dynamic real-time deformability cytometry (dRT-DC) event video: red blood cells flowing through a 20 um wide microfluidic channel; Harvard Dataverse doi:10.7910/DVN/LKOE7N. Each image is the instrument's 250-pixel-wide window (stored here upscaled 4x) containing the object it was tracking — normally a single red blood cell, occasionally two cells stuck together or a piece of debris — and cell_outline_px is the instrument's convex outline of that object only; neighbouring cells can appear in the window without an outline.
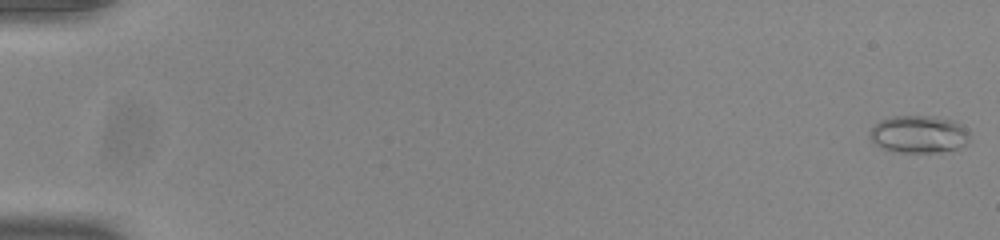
{"species": "common noctule bat (a hibernating species)", "species_latin": "Nyctalus noctula", "temperature_condition": "room temperature", "stored_images_in_passage": 54, "camera_frame_rate_fps": 3000, "um_per_image_px": 0.085, "animal": {"sex": "male", "body_mass_g": 20.0, "forearm_length_mm": 53.3}, "frame": {"image": 1, "passage_image": 1, "time_ms": 0.0, "image_size_px": [1000, 240], "cell_outline_px": [[968, 140], [960, 148], [940, 152], [892, 152], [876, 144], [868, 136], [868, 132], [880, 120], [892, 116], [936, 116], [956, 120], [968, 132]], "centroid_in_image_um": [78.09, 11.4], "position_along_channel_um": 6.9, "area_um2": 21.91}}
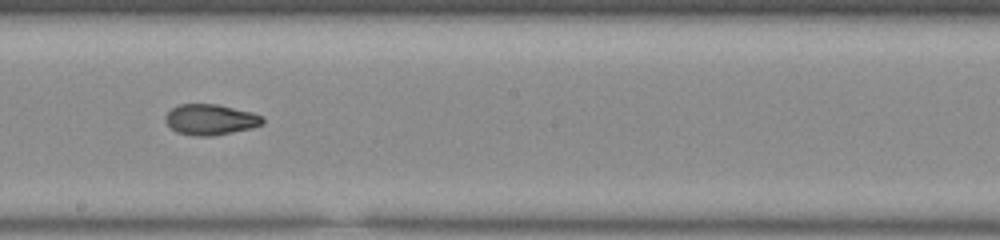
{"frame": {"image": 2, "passage_image": 32, "time_ms": 10.333, "image_size_px": [1000, 240], "cell_outline_px": [[264, 124], [252, 128], [216, 136], [196, 136], [176, 132], [164, 120], [164, 116], [172, 108], [180, 104], [216, 104], [252, 112], [264, 116]], "centroid_in_image_um": [17.92, 10.17], "position_along_channel_um": 230.3, "area_um2": 17.57}}
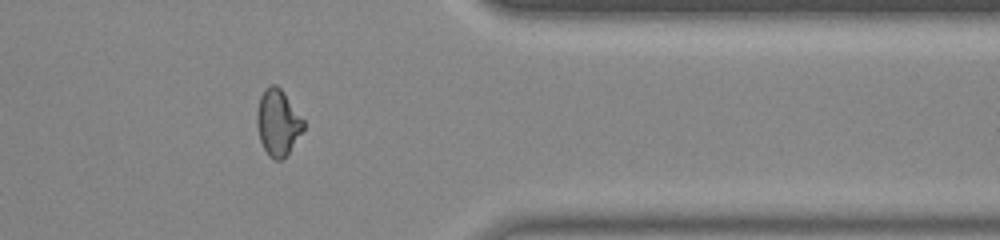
{"frame": {"image": 3, "passage_image": 45, "time_ms": 14.667, "image_size_px": [1000, 240], "cell_outline_px": [[304, 128], [288, 152], [280, 160], [276, 160], [268, 156], [260, 140], [256, 124], [256, 112], [260, 96], [264, 88], [272, 84], [276, 84], [280, 88], [304, 120]], "centroid_in_image_um": [23.58, 10.39], "position_along_channel_um": 387.8, "area_um2": 17.74}, "authors_computed_cell_mechanics": {"area_um2": 17.9758, "velocity_mm_per_s": 3.8896, "shape_relaxation_time_tau1_ms": null, "shape_relaxation_time_tau2_ms": 2.0242, "deformation_change_tau1": null, "deformation_change_tau2": 0.0667}}